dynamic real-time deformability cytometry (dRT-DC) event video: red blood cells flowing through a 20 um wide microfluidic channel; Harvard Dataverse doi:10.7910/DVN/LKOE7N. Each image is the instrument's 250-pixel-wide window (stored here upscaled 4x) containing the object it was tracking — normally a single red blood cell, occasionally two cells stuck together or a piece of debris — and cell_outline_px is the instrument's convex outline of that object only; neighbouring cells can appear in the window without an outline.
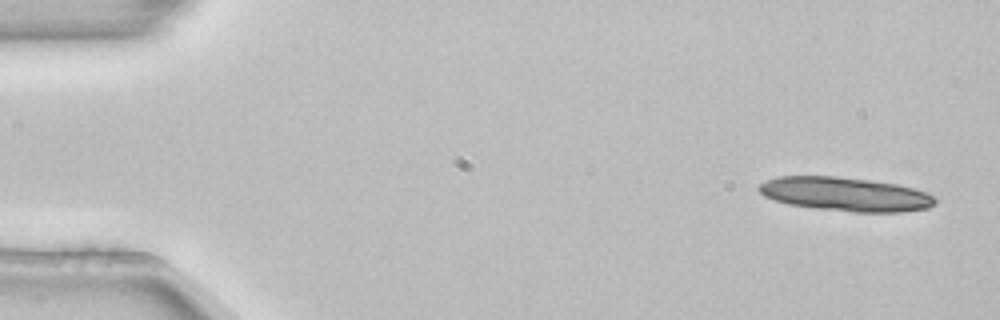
{"species": "common noctule bat (a hibernating species)", "species_latin": "Nyctalus noctula", "temperature_condition": "room temperature", "stored_images_in_passage": 4, "camera_frame_rate_fps": 3000, "um_per_image_px": 0.085, "animal": {"sex": "female", "body_mass_g": 22.7, "forearm_length_mm": 54.2}, "frame": {"image": 1, "passage_image": 1, "time_ms": 0.0, "image_size_px": [1000, 320], "cell_outline_px": [[936, 204], [928, 208], [900, 212], [852, 212], [816, 208], [788, 204], [764, 196], [756, 188], [760, 184], [776, 176], [836, 176], [868, 180], [896, 184], [912, 188], [924, 192], [932, 196], [936, 200]], "centroid_in_image_um": [71.83, 16.51], "position_along_channel_um": 13.2, "area_um2": 34.62}}